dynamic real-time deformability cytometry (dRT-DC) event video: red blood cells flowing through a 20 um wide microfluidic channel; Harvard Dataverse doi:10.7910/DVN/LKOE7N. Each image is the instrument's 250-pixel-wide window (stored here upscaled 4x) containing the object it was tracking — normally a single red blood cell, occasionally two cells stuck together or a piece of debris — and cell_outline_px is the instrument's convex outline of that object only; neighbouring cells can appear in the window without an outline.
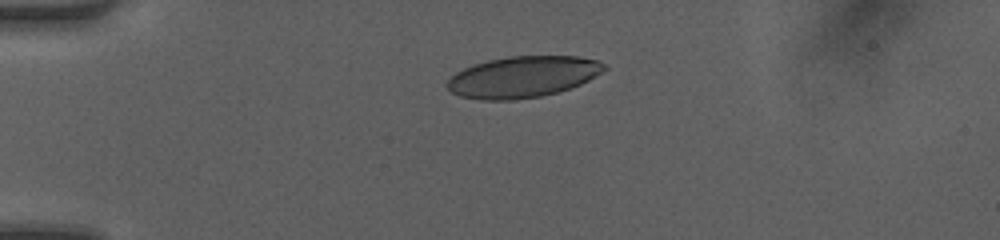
{"species": "human", "species_latin": "Homo sapiens", "temperature_condition": "room temperature", "stored_images_in_passage": 33, "camera_frame_rate_fps": 3000, "um_per_image_px": 0.085, "donor": {"sex": "female"}, "frame": {"image": 1, "passage_image": 1, "time_ms": 0.0, "image_size_px": [1000, 240], "cell_outline_px": [[608, 68], [588, 80], [580, 84], [556, 92], [540, 96], [516, 100], [484, 100], [460, 96], [452, 92], [448, 88], [448, 80], [456, 72], [472, 64], [488, 60], [508, 56], [580, 56], [596, 60], [604, 64]], "centroid_in_image_um": [44.43, 6.52], "position_along_channel_um": 40.6, "area_um2": 37.57}}
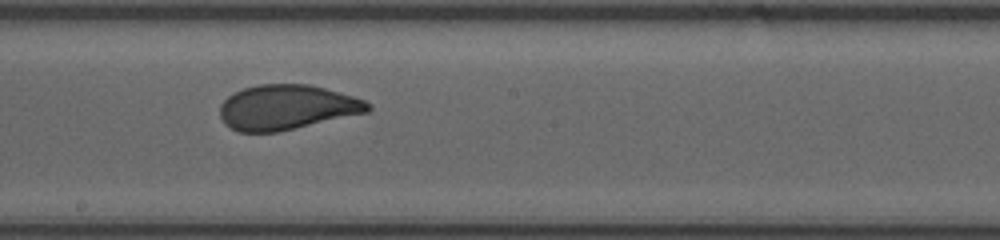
{"frame": {"image": 2, "passage_image": 17, "time_ms": 5.333, "image_size_px": [1000, 240], "cell_outline_px": [[372, 108], [368, 112], [276, 132], [236, 132], [224, 124], [220, 116], [220, 104], [228, 96], [244, 88], [260, 84], [308, 84], [324, 88], [352, 96], [364, 100], [372, 104]], "centroid_in_image_um": [24.35, 9.12], "position_along_channel_um": 223.8, "area_um2": 38.55}}
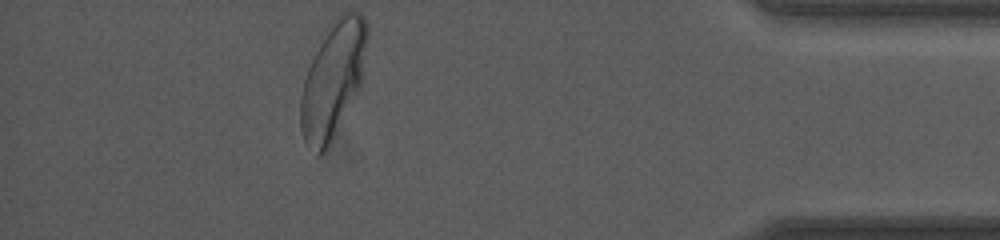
{"frame": {"image": 3, "passage_image": 33, "time_ms": 10.667, "image_size_px": [1000, 240], "cell_outline_px": [[368, 36], [360, 84], [328, 148], [320, 156], [304, 140], [300, 128], [300, 96], [304, 80], [308, 68], [328, 24], [340, 12], [360, 12], [364, 16], [368, 24]], "centroid_in_image_um": [28.29, 6.71], "position_along_channel_um": 406.9, "area_um2": 44.45}, "authors_computed_cell_mechanics": {"area_um2": 39.304, "velocity_mm_per_s": 4.2123, "shape_relaxation_time_tau1_ms": 2.9094, "shape_relaxation_time_tau2_ms": null, "deformation_change_tau1": 0.1557, "deformation_change_tau2": null}}